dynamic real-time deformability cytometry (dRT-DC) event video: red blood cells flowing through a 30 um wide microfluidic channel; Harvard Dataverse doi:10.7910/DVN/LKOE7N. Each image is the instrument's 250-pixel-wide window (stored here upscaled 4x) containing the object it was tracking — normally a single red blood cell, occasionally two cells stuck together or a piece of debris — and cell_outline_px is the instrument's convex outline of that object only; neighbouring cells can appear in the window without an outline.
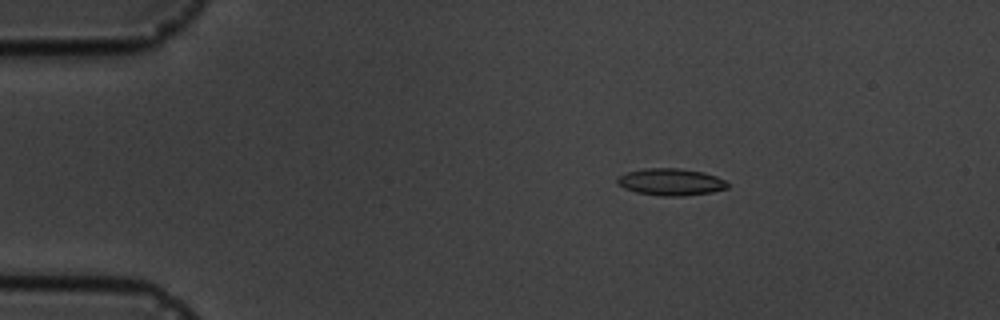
{"species": "common noctule bat (a hibernating species)", "species_latin": "Nyctalus noctula", "temperature_condition": "cold", "stored_images_in_passage": 4, "camera_frame_rate_fps": 3000, "um_per_image_px": 0.085, "animal": {"sex": "male", "body_mass_g": 19.5, "forearm_length_mm": 54.6}, "frame": {"image": 1, "passage_image": 2, "time_ms": 2.0, "image_size_px": [1000, 320], "cell_outline_px": [[728, 188], [712, 192], [684, 196], [664, 196], [636, 192], [624, 188], [616, 180], [616, 176], [628, 172], [644, 168], [680, 168], [704, 172], [716, 176], [724, 180], [728, 184]], "centroid_in_image_um": [57.02, 15.46], "position_along_channel_um": 28.0, "area_um2": 17.34}}